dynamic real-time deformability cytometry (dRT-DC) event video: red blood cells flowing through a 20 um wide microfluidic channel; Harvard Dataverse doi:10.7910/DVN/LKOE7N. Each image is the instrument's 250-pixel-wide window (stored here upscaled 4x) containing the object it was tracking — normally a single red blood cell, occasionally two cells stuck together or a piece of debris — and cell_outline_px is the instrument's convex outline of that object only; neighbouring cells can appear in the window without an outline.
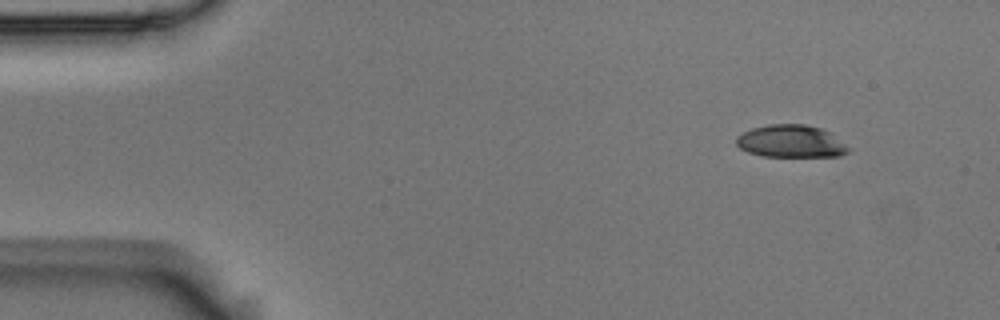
{"species": "Egyptian fruit bat (a non-hibernating species)", "species_latin": "Rousettus aegyptiacus", "temperature_condition": "room temperature", "stored_images_in_passage": 51, "camera_frame_rate_fps": 3000, "um_per_image_px": 0.085, "animal": {"sex": "male"}, "frame": {"image": 1, "passage_image": 1, "time_ms": 0.0, "image_size_px": [1000, 320], "cell_outline_px": [[852, 148], [848, 152], [840, 156], [760, 156], [748, 152], [740, 148], [736, 144], [736, 136], [752, 128], [768, 124], [804, 124], [820, 128], [828, 132]], "centroid_in_image_um": [67.22, 12.01], "position_along_channel_um": 17.8, "area_um2": 21.21}}
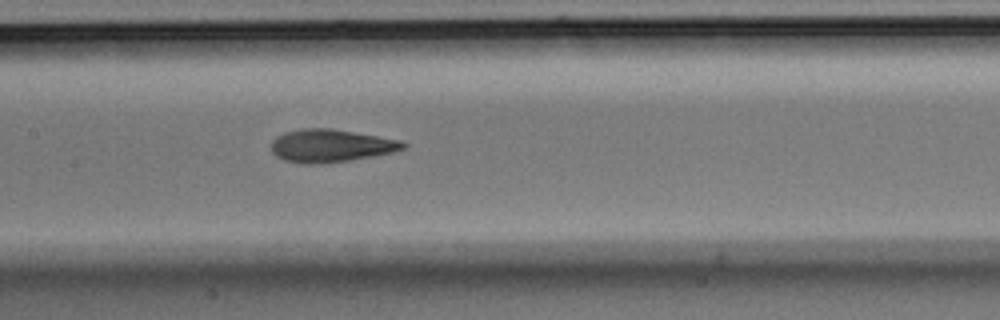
{"frame": {"image": 2, "passage_image": 22, "time_ms": 7.0, "image_size_px": [1000, 320], "cell_outline_px": [[408, 144], [404, 148], [392, 152], [372, 156], [324, 164], [304, 164], [284, 160], [276, 156], [272, 152], [272, 140], [276, 136], [284, 132], [304, 128], [332, 128], [400, 140]], "centroid_in_image_um": [28.08, 12.38], "position_along_channel_um": 179.3, "area_um2": 25.2}}
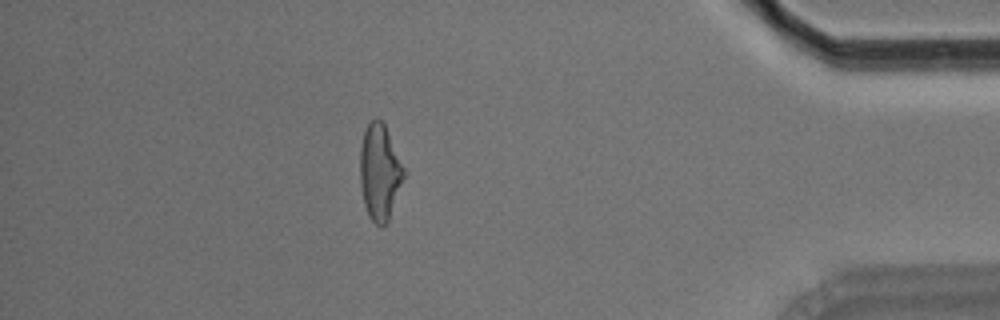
{"frame": {"image": 3, "passage_image": 44, "time_ms": 14.333, "image_size_px": [1000, 320], "cell_outline_px": [[404, 176], [388, 220], [384, 224], [376, 224], [368, 216], [364, 204], [360, 184], [360, 148], [364, 132], [368, 124], [376, 116], [384, 124], [404, 168]], "centroid_in_image_um": [32.25, 14.61], "position_along_channel_um": 403.0, "area_um2": 23.93}, "authors_computed_cell_mechanics": {"area_um2": 24.6228, "velocity_mm_per_s": 3.6339, "shape_relaxation_time_tau1_ms": 6.9164, "shape_relaxation_time_tau2_ms": 2.1861, "deformation_change_tau1": 0.2087, "deformation_change_tau2": 0.0998}}